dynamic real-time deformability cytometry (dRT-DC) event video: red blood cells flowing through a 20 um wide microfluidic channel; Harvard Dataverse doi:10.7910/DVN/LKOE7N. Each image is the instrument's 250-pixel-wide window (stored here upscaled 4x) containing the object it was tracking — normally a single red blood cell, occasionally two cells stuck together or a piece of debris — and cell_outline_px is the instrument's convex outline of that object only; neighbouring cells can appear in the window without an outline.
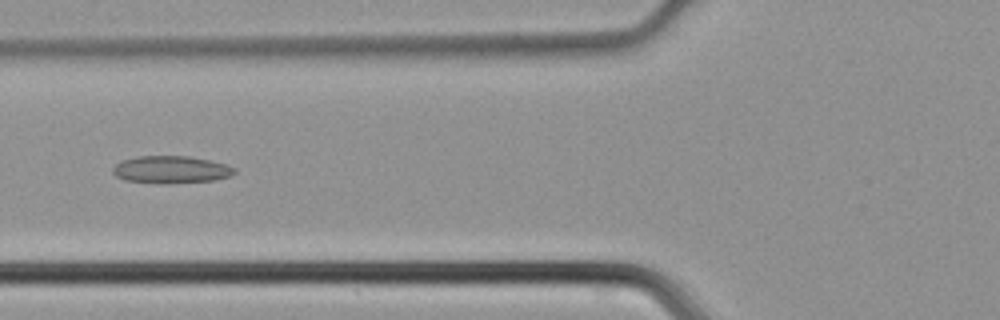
{"species": "common noctule bat (a hibernating species)", "species_latin": "Nyctalus noctula", "temperature_condition": "cold", "stored_images_in_passage": 39, "camera_frame_rate_fps": 3000, "um_per_image_px": 0.085, "animal": {"sex": "male", "body_mass_g": 21.5, "forearm_length_mm": 52.0}, "frame": {"image": 1, "passage_image": 11, "time_ms": 3.333, "image_size_px": [1000, 320], "cell_outline_px": [[236, 172], [228, 176], [216, 180], [164, 184], [124, 180], [116, 176], [112, 172], [112, 168], [120, 160], [140, 156], [188, 156], [228, 164], [236, 168]], "centroid_in_image_um": [14.53, 14.42], "position_along_channel_um": 111.3, "area_um2": 19.54}}
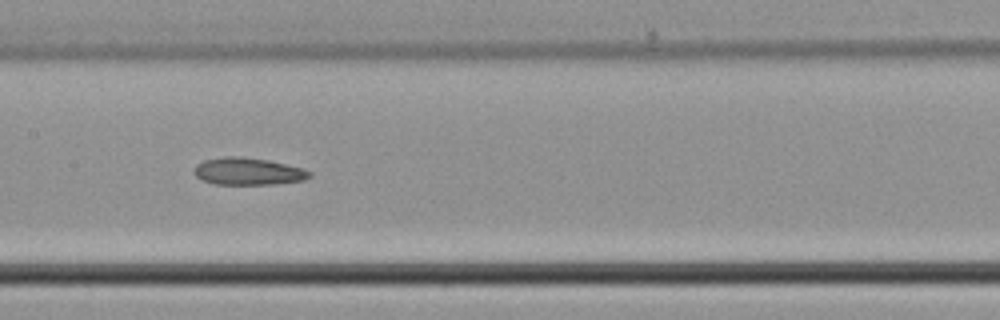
{"frame": {"image": 2, "passage_image": 16, "time_ms": 5.0, "image_size_px": [1000, 320], "cell_outline_px": [[312, 176], [304, 180], [272, 184], [216, 184], [200, 180], [192, 172], [196, 164], [204, 160], [224, 156], [240, 156], [268, 160], [300, 168], [312, 172]], "centroid_in_image_um": [21.03, 14.56], "position_along_channel_um": 186.4, "area_um2": 18.32}}
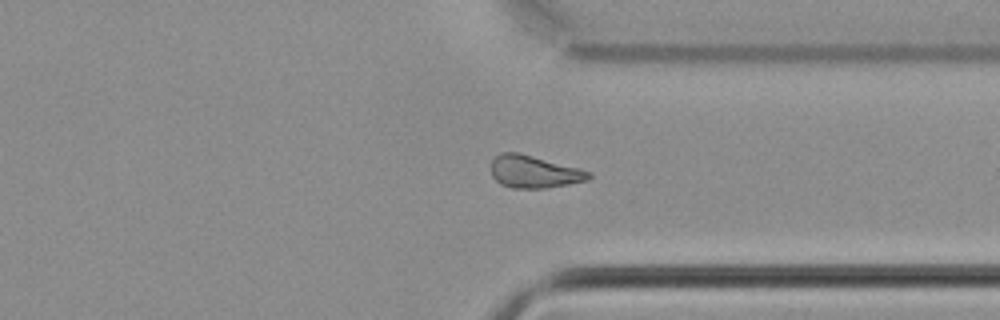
{"frame": {"image": 3, "passage_image": 28, "time_ms": 9.0, "image_size_px": [1000, 320], "cell_outline_px": [[592, 176], [588, 180], [548, 188], [512, 188], [500, 184], [492, 176], [492, 160], [500, 152], [516, 152], [580, 168], [592, 172]], "centroid_in_image_um": [45.41, 14.61], "position_along_channel_um": 366.0, "area_um2": 18.44}}